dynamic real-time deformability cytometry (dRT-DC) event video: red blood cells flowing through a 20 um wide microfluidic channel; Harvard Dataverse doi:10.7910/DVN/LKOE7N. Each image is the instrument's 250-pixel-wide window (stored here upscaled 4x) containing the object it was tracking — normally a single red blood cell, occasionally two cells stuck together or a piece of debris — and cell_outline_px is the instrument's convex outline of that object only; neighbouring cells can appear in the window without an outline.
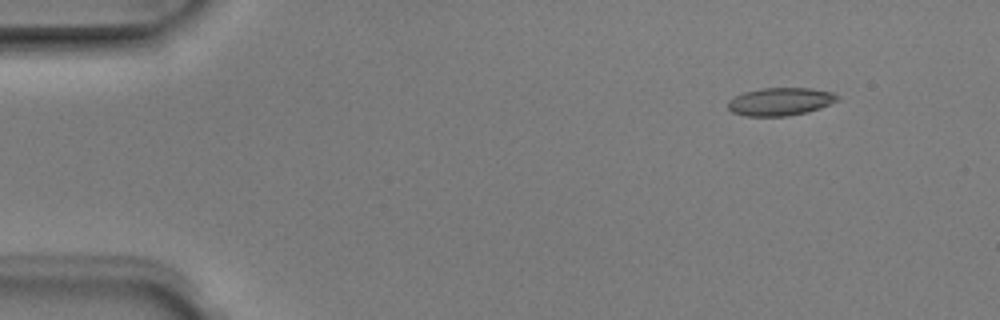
{"species": "Egyptian fruit bat (a non-hibernating species)", "species_latin": "Rousettus aegyptiacus", "temperature_condition": "room temperature", "stored_images_in_passage": 6, "camera_frame_rate_fps": 3000, "um_per_image_px": 0.085, "animal": {"sex": "male"}, "frame": {"image": 1, "passage_image": 1, "time_ms": 0.0, "image_size_px": [1000, 320], "cell_outline_px": [[840, 100], [820, 108], [808, 112], [788, 116], [744, 116], [732, 112], [728, 108], [728, 100], [744, 92], [760, 88], [812, 88], [832, 92], [840, 96]], "centroid_in_image_um": [66.35, 8.63], "position_along_channel_um": 18.7, "area_um2": 17.98}}
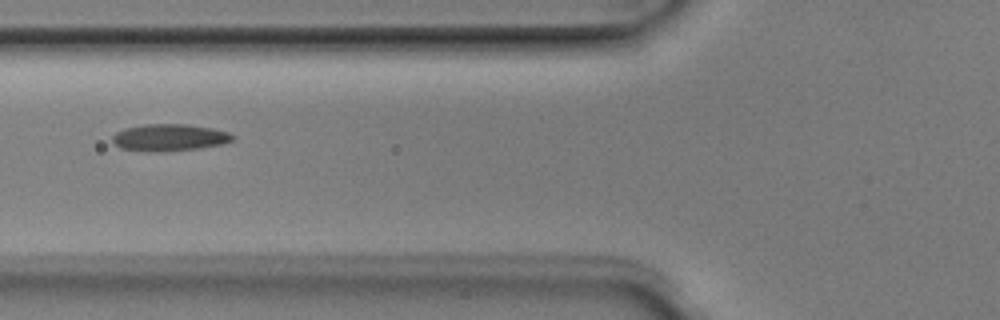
{"frame": {"image": 2, "passage_image": 5, "time_ms": 1.333, "image_size_px": [1000, 320], "cell_outline_px": [[236, 136], [232, 140], [224, 144], [196, 148], [164, 152], [148, 152], [120, 148], [112, 140], [112, 136], [116, 132], [124, 128], [144, 124], [188, 124], [212, 128], [228, 132]], "centroid_in_image_um": [14.39, 11.69], "position_along_channel_um": 111.4, "area_um2": 19.02}}
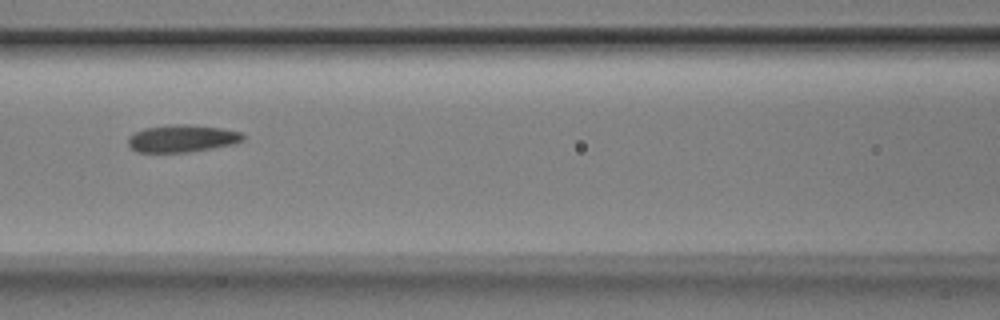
{"frame": {"image": 3, "passage_image": 6, "time_ms": 1.667, "image_size_px": [1000, 320], "cell_outline_px": [[244, 140], [232, 144], [212, 148], [188, 152], [136, 152], [128, 144], [128, 136], [132, 132], [144, 128], [172, 124], [188, 124], [220, 128], [240, 132], [244, 136]], "centroid_in_image_um": [15.43, 11.76], "position_along_channel_um": 151.2, "area_um2": 18.32}}